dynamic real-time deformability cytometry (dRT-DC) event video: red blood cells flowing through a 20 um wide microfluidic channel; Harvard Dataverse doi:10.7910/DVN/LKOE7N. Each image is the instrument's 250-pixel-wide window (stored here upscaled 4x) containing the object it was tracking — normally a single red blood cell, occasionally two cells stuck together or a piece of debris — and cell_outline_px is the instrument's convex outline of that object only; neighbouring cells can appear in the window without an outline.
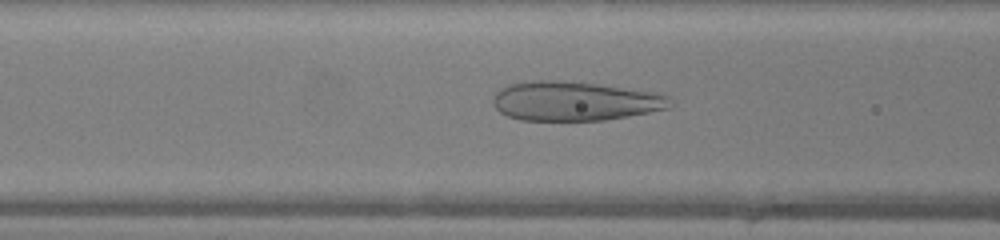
{"species": "human", "species_latin": "Homo sapiens", "temperature_condition": "warm", "stored_images_in_passage": 12, "camera_frame_rate_fps": 3000, "um_per_image_px": 0.085, "donor": {"sex": "female"}, "frame": {"image": 1, "passage_image": 7, "time_ms": 2.0, "image_size_px": [1000, 240], "cell_outline_px": [[668, 108], [648, 112], [604, 120], [520, 120], [508, 116], [500, 112], [496, 108], [492, 100], [496, 92], [512, 84], [536, 80], [572, 80], [668, 96]], "centroid_in_image_um": [48.75, 8.6], "position_along_channel_um": 117.9, "area_um2": 39.59}}
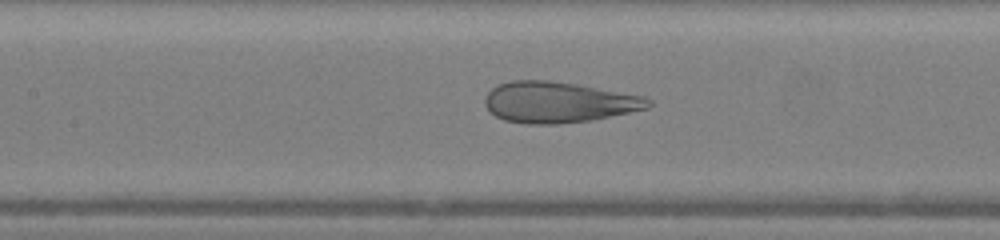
{"frame": {"image": 2, "passage_image": 10, "time_ms": 3.0, "image_size_px": [1000, 240], "cell_outline_px": [[652, 104], [648, 108], [592, 120], [556, 124], [528, 124], [504, 120], [496, 116], [484, 104], [484, 100], [488, 92], [496, 84], [512, 80], [548, 80], [576, 84], [644, 96], [652, 100]], "centroid_in_image_um": [47.46, 8.68], "position_along_channel_um": 159.9, "area_um2": 38.9}}